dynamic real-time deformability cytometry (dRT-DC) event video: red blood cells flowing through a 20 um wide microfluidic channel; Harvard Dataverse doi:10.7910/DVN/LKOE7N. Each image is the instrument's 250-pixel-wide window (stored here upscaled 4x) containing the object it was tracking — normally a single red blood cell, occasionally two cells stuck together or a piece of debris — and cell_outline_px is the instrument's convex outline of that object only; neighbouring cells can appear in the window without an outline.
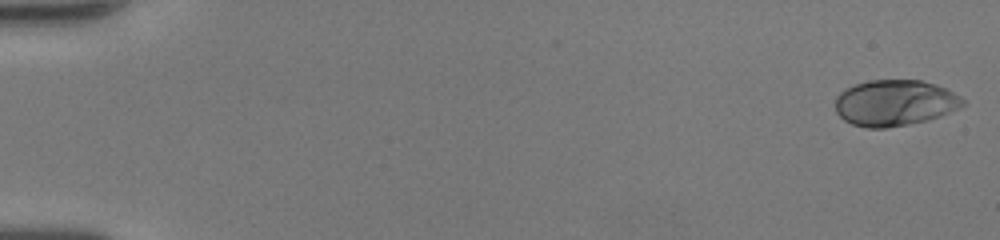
{"species": "human", "species_latin": "Homo sapiens", "temperature_condition": "room temperature", "stored_images_in_passage": 24, "camera_frame_rate_fps": 3000, "um_per_image_px": 0.085, "donor": {"sex": "female"}, "frame": {"image": 1, "passage_image": 1, "time_ms": 0.0, "image_size_px": [1000, 240], "cell_outline_px": [[964, 104], [940, 116], [928, 120], [908, 124], [884, 128], [868, 128], [852, 124], [844, 120], [836, 112], [836, 96], [844, 88], [868, 80], [920, 80], [936, 84], [960, 96], [964, 100]], "centroid_in_image_um": [76.01, 8.74], "position_along_channel_um": 9.0, "area_um2": 34.04}}
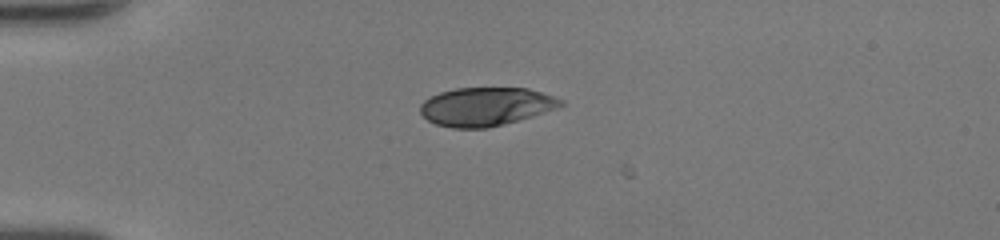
{"frame": {"image": 2, "passage_image": 14, "time_ms": 4.333, "image_size_px": [1000, 240], "cell_outline_px": [[564, 104], [556, 108], [532, 116], [488, 128], [452, 128], [436, 124], [428, 120], [420, 112], [420, 104], [424, 100], [440, 92], [456, 88], [528, 88], [564, 100]], "centroid_in_image_um": [41.28, 9.06], "position_along_channel_um": 43.7, "area_um2": 31.27}}
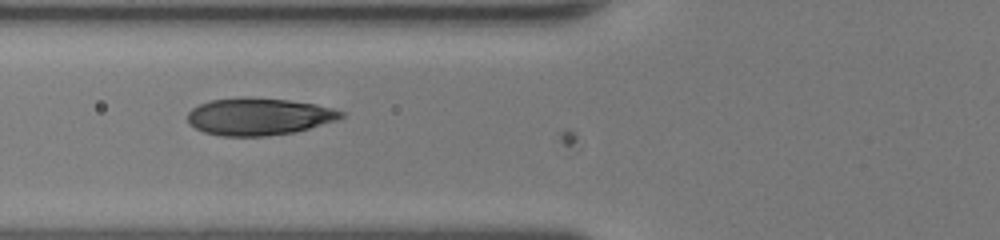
{"frame": {"image": 3, "passage_image": 21, "time_ms": 6.667, "image_size_px": [1000, 240], "cell_outline_px": [[344, 116], [336, 120], [296, 132], [268, 136], [220, 136], [204, 132], [188, 124], [188, 112], [192, 108], [200, 104], [212, 100], [244, 96], [288, 100], [316, 104], [332, 108], [344, 112]], "centroid_in_image_um": [21.99, 9.9], "position_along_channel_um": 103.8, "area_um2": 33.41}}